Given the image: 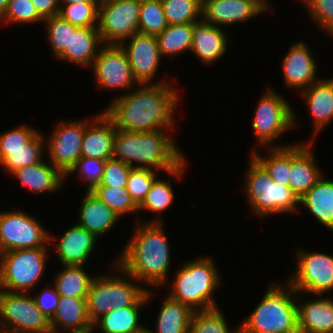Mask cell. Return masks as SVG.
<instances>
[{"label": "cell", "mask_w": 333, "mask_h": 333, "mask_svg": "<svg viewBox=\"0 0 333 333\" xmlns=\"http://www.w3.org/2000/svg\"><path fill=\"white\" fill-rule=\"evenodd\" d=\"M106 160L81 156L65 177L79 169L82 178L88 181L87 190L93 191L102 181Z\"/></svg>", "instance_id": "45"}, {"label": "cell", "mask_w": 333, "mask_h": 333, "mask_svg": "<svg viewBox=\"0 0 333 333\" xmlns=\"http://www.w3.org/2000/svg\"><path fill=\"white\" fill-rule=\"evenodd\" d=\"M98 27H78L71 24L70 46L58 57L79 66H91L98 54V44H102Z\"/></svg>", "instance_id": "25"}, {"label": "cell", "mask_w": 333, "mask_h": 333, "mask_svg": "<svg viewBox=\"0 0 333 333\" xmlns=\"http://www.w3.org/2000/svg\"><path fill=\"white\" fill-rule=\"evenodd\" d=\"M132 333H152V331L150 329H146V327H142L141 329H139L138 331L132 332Z\"/></svg>", "instance_id": "55"}, {"label": "cell", "mask_w": 333, "mask_h": 333, "mask_svg": "<svg viewBox=\"0 0 333 333\" xmlns=\"http://www.w3.org/2000/svg\"><path fill=\"white\" fill-rule=\"evenodd\" d=\"M98 6L112 2L113 0H93Z\"/></svg>", "instance_id": "53"}, {"label": "cell", "mask_w": 333, "mask_h": 333, "mask_svg": "<svg viewBox=\"0 0 333 333\" xmlns=\"http://www.w3.org/2000/svg\"><path fill=\"white\" fill-rule=\"evenodd\" d=\"M9 0H0V18L4 15L7 6H8Z\"/></svg>", "instance_id": "51"}, {"label": "cell", "mask_w": 333, "mask_h": 333, "mask_svg": "<svg viewBox=\"0 0 333 333\" xmlns=\"http://www.w3.org/2000/svg\"><path fill=\"white\" fill-rule=\"evenodd\" d=\"M168 25L161 0H141L139 33L158 35Z\"/></svg>", "instance_id": "37"}, {"label": "cell", "mask_w": 333, "mask_h": 333, "mask_svg": "<svg viewBox=\"0 0 333 333\" xmlns=\"http://www.w3.org/2000/svg\"><path fill=\"white\" fill-rule=\"evenodd\" d=\"M169 25L195 23L202 15V0H161Z\"/></svg>", "instance_id": "36"}, {"label": "cell", "mask_w": 333, "mask_h": 333, "mask_svg": "<svg viewBox=\"0 0 333 333\" xmlns=\"http://www.w3.org/2000/svg\"><path fill=\"white\" fill-rule=\"evenodd\" d=\"M174 199L173 190L170 180L163 181L156 179L147 193L145 200L138 207V211L149 210L159 213L164 211L171 205Z\"/></svg>", "instance_id": "41"}, {"label": "cell", "mask_w": 333, "mask_h": 333, "mask_svg": "<svg viewBox=\"0 0 333 333\" xmlns=\"http://www.w3.org/2000/svg\"><path fill=\"white\" fill-rule=\"evenodd\" d=\"M314 22L333 35V0H303Z\"/></svg>", "instance_id": "47"}, {"label": "cell", "mask_w": 333, "mask_h": 333, "mask_svg": "<svg viewBox=\"0 0 333 333\" xmlns=\"http://www.w3.org/2000/svg\"><path fill=\"white\" fill-rule=\"evenodd\" d=\"M165 130L152 132H128L117 129L114 138L113 158L131 168H146L182 177L186 161L174 140ZM137 162V166L132 163ZM154 167V169H152Z\"/></svg>", "instance_id": "3"}, {"label": "cell", "mask_w": 333, "mask_h": 333, "mask_svg": "<svg viewBox=\"0 0 333 333\" xmlns=\"http://www.w3.org/2000/svg\"><path fill=\"white\" fill-rule=\"evenodd\" d=\"M44 139L40 133H37L22 149L0 150V164L10 172L31 166L43 161V148L45 149Z\"/></svg>", "instance_id": "32"}, {"label": "cell", "mask_w": 333, "mask_h": 333, "mask_svg": "<svg viewBox=\"0 0 333 333\" xmlns=\"http://www.w3.org/2000/svg\"><path fill=\"white\" fill-rule=\"evenodd\" d=\"M238 333H270V332H262L256 330H238Z\"/></svg>", "instance_id": "54"}, {"label": "cell", "mask_w": 333, "mask_h": 333, "mask_svg": "<svg viewBox=\"0 0 333 333\" xmlns=\"http://www.w3.org/2000/svg\"><path fill=\"white\" fill-rule=\"evenodd\" d=\"M72 330L70 333H92L93 324L87 314L86 299L60 296L57 311L50 320L52 333L59 327Z\"/></svg>", "instance_id": "23"}, {"label": "cell", "mask_w": 333, "mask_h": 333, "mask_svg": "<svg viewBox=\"0 0 333 333\" xmlns=\"http://www.w3.org/2000/svg\"><path fill=\"white\" fill-rule=\"evenodd\" d=\"M98 14L99 6L95 2L60 5L58 13L62 19L78 27H97Z\"/></svg>", "instance_id": "39"}, {"label": "cell", "mask_w": 333, "mask_h": 333, "mask_svg": "<svg viewBox=\"0 0 333 333\" xmlns=\"http://www.w3.org/2000/svg\"><path fill=\"white\" fill-rule=\"evenodd\" d=\"M218 273L215 263L208 257L188 262L177 271L168 296L187 305L192 311L215 308L212 293L220 283Z\"/></svg>", "instance_id": "5"}, {"label": "cell", "mask_w": 333, "mask_h": 333, "mask_svg": "<svg viewBox=\"0 0 333 333\" xmlns=\"http://www.w3.org/2000/svg\"><path fill=\"white\" fill-rule=\"evenodd\" d=\"M141 306H129L113 309L110 313L100 317L94 324L104 333H132L143 326L139 324V309Z\"/></svg>", "instance_id": "33"}, {"label": "cell", "mask_w": 333, "mask_h": 333, "mask_svg": "<svg viewBox=\"0 0 333 333\" xmlns=\"http://www.w3.org/2000/svg\"><path fill=\"white\" fill-rule=\"evenodd\" d=\"M116 132L115 124L104 112L91 122L86 120L81 156L100 160L113 158Z\"/></svg>", "instance_id": "18"}, {"label": "cell", "mask_w": 333, "mask_h": 333, "mask_svg": "<svg viewBox=\"0 0 333 333\" xmlns=\"http://www.w3.org/2000/svg\"><path fill=\"white\" fill-rule=\"evenodd\" d=\"M0 333H52L50 320L34 298L0 290Z\"/></svg>", "instance_id": "9"}, {"label": "cell", "mask_w": 333, "mask_h": 333, "mask_svg": "<svg viewBox=\"0 0 333 333\" xmlns=\"http://www.w3.org/2000/svg\"><path fill=\"white\" fill-rule=\"evenodd\" d=\"M130 43L125 50L135 79L141 84H149L159 68L160 52L156 35L137 33L128 38Z\"/></svg>", "instance_id": "17"}, {"label": "cell", "mask_w": 333, "mask_h": 333, "mask_svg": "<svg viewBox=\"0 0 333 333\" xmlns=\"http://www.w3.org/2000/svg\"><path fill=\"white\" fill-rule=\"evenodd\" d=\"M98 238L84 227L76 224L68 229L58 240L57 255L65 265H82L88 261Z\"/></svg>", "instance_id": "21"}, {"label": "cell", "mask_w": 333, "mask_h": 333, "mask_svg": "<svg viewBox=\"0 0 333 333\" xmlns=\"http://www.w3.org/2000/svg\"><path fill=\"white\" fill-rule=\"evenodd\" d=\"M193 312L187 305L167 296L157 318L156 333H189Z\"/></svg>", "instance_id": "30"}, {"label": "cell", "mask_w": 333, "mask_h": 333, "mask_svg": "<svg viewBox=\"0 0 333 333\" xmlns=\"http://www.w3.org/2000/svg\"><path fill=\"white\" fill-rule=\"evenodd\" d=\"M82 265H65L54 281L60 296L87 298L94 277L84 271Z\"/></svg>", "instance_id": "31"}, {"label": "cell", "mask_w": 333, "mask_h": 333, "mask_svg": "<svg viewBox=\"0 0 333 333\" xmlns=\"http://www.w3.org/2000/svg\"><path fill=\"white\" fill-rule=\"evenodd\" d=\"M250 156L248 178L244 188L251 211L262 218L273 213L297 212L300 204L297 195L289 186L274 182L265 168Z\"/></svg>", "instance_id": "7"}, {"label": "cell", "mask_w": 333, "mask_h": 333, "mask_svg": "<svg viewBox=\"0 0 333 333\" xmlns=\"http://www.w3.org/2000/svg\"><path fill=\"white\" fill-rule=\"evenodd\" d=\"M141 0H113L99 6L98 31L103 44L120 45L139 32Z\"/></svg>", "instance_id": "10"}, {"label": "cell", "mask_w": 333, "mask_h": 333, "mask_svg": "<svg viewBox=\"0 0 333 333\" xmlns=\"http://www.w3.org/2000/svg\"><path fill=\"white\" fill-rule=\"evenodd\" d=\"M256 108L252 128L260 145L269 144L283 132L296 127L297 123L291 106L272 88H267V92L261 97Z\"/></svg>", "instance_id": "12"}, {"label": "cell", "mask_w": 333, "mask_h": 333, "mask_svg": "<svg viewBox=\"0 0 333 333\" xmlns=\"http://www.w3.org/2000/svg\"><path fill=\"white\" fill-rule=\"evenodd\" d=\"M54 240L37 219L22 211L0 213V252L16 249L47 248Z\"/></svg>", "instance_id": "11"}, {"label": "cell", "mask_w": 333, "mask_h": 333, "mask_svg": "<svg viewBox=\"0 0 333 333\" xmlns=\"http://www.w3.org/2000/svg\"><path fill=\"white\" fill-rule=\"evenodd\" d=\"M282 61L285 84L289 87L307 89L315 80L316 63L307 45L298 42L291 46Z\"/></svg>", "instance_id": "20"}, {"label": "cell", "mask_w": 333, "mask_h": 333, "mask_svg": "<svg viewBox=\"0 0 333 333\" xmlns=\"http://www.w3.org/2000/svg\"><path fill=\"white\" fill-rule=\"evenodd\" d=\"M92 70L99 88H130L135 79L127 54L121 45L103 44L93 60Z\"/></svg>", "instance_id": "14"}, {"label": "cell", "mask_w": 333, "mask_h": 333, "mask_svg": "<svg viewBox=\"0 0 333 333\" xmlns=\"http://www.w3.org/2000/svg\"><path fill=\"white\" fill-rule=\"evenodd\" d=\"M38 131L34 128L20 126L0 134V150H17L29 142Z\"/></svg>", "instance_id": "48"}, {"label": "cell", "mask_w": 333, "mask_h": 333, "mask_svg": "<svg viewBox=\"0 0 333 333\" xmlns=\"http://www.w3.org/2000/svg\"><path fill=\"white\" fill-rule=\"evenodd\" d=\"M34 301L36 306L40 309V311L51 320L57 311L58 302L60 295L57 293L55 287L52 289H45L40 291V295L34 296Z\"/></svg>", "instance_id": "49"}, {"label": "cell", "mask_w": 333, "mask_h": 333, "mask_svg": "<svg viewBox=\"0 0 333 333\" xmlns=\"http://www.w3.org/2000/svg\"><path fill=\"white\" fill-rule=\"evenodd\" d=\"M140 87L116 98L104 110L115 127L128 132H152L174 127L178 92L164 81L141 84Z\"/></svg>", "instance_id": "1"}, {"label": "cell", "mask_w": 333, "mask_h": 333, "mask_svg": "<svg viewBox=\"0 0 333 333\" xmlns=\"http://www.w3.org/2000/svg\"><path fill=\"white\" fill-rule=\"evenodd\" d=\"M192 51L205 64H212L226 52L227 37L220 27L204 20L192 23Z\"/></svg>", "instance_id": "22"}, {"label": "cell", "mask_w": 333, "mask_h": 333, "mask_svg": "<svg viewBox=\"0 0 333 333\" xmlns=\"http://www.w3.org/2000/svg\"><path fill=\"white\" fill-rule=\"evenodd\" d=\"M224 318L218 307L194 311L191 317L189 333H238V328L231 331L227 327Z\"/></svg>", "instance_id": "38"}, {"label": "cell", "mask_w": 333, "mask_h": 333, "mask_svg": "<svg viewBox=\"0 0 333 333\" xmlns=\"http://www.w3.org/2000/svg\"><path fill=\"white\" fill-rule=\"evenodd\" d=\"M62 3L64 2L65 5L68 4H75V3H83V2H94L93 0H61ZM58 2L60 3V0H58Z\"/></svg>", "instance_id": "52"}, {"label": "cell", "mask_w": 333, "mask_h": 333, "mask_svg": "<svg viewBox=\"0 0 333 333\" xmlns=\"http://www.w3.org/2000/svg\"><path fill=\"white\" fill-rule=\"evenodd\" d=\"M44 22L47 23L48 42L54 51L53 54L58 58L70 46L71 23L59 15L47 18Z\"/></svg>", "instance_id": "43"}, {"label": "cell", "mask_w": 333, "mask_h": 333, "mask_svg": "<svg viewBox=\"0 0 333 333\" xmlns=\"http://www.w3.org/2000/svg\"><path fill=\"white\" fill-rule=\"evenodd\" d=\"M126 277L103 275L94 277L86 298L87 314L94 324L113 309L142 306L148 302L150 290L137 286Z\"/></svg>", "instance_id": "6"}, {"label": "cell", "mask_w": 333, "mask_h": 333, "mask_svg": "<svg viewBox=\"0 0 333 333\" xmlns=\"http://www.w3.org/2000/svg\"><path fill=\"white\" fill-rule=\"evenodd\" d=\"M78 225L93 233L97 238L110 230L119 217L92 191H86L79 210Z\"/></svg>", "instance_id": "26"}, {"label": "cell", "mask_w": 333, "mask_h": 333, "mask_svg": "<svg viewBox=\"0 0 333 333\" xmlns=\"http://www.w3.org/2000/svg\"><path fill=\"white\" fill-rule=\"evenodd\" d=\"M49 248L16 249L1 253L0 290L28 293L41 279Z\"/></svg>", "instance_id": "8"}, {"label": "cell", "mask_w": 333, "mask_h": 333, "mask_svg": "<svg viewBox=\"0 0 333 333\" xmlns=\"http://www.w3.org/2000/svg\"><path fill=\"white\" fill-rule=\"evenodd\" d=\"M9 23H34L44 21L38 14L36 7L31 0H9L4 15L0 18V22Z\"/></svg>", "instance_id": "44"}, {"label": "cell", "mask_w": 333, "mask_h": 333, "mask_svg": "<svg viewBox=\"0 0 333 333\" xmlns=\"http://www.w3.org/2000/svg\"><path fill=\"white\" fill-rule=\"evenodd\" d=\"M298 259V269L288 280L296 292L320 296L333 289V256L299 250Z\"/></svg>", "instance_id": "13"}, {"label": "cell", "mask_w": 333, "mask_h": 333, "mask_svg": "<svg viewBox=\"0 0 333 333\" xmlns=\"http://www.w3.org/2000/svg\"><path fill=\"white\" fill-rule=\"evenodd\" d=\"M12 174L19 179L20 183L27 185L36 193L55 192L62 187L65 179L57 168L44 161L19 168Z\"/></svg>", "instance_id": "28"}, {"label": "cell", "mask_w": 333, "mask_h": 333, "mask_svg": "<svg viewBox=\"0 0 333 333\" xmlns=\"http://www.w3.org/2000/svg\"><path fill=\"white\" fill-rule=\"evenodd\" d=\"M311 145L312 142L291 145L289 187L299 199L322 177L311 152Z\"/></svg>", "instance_id": "19"}, {"label": "cell", "mask_w": 333, "mask_h": 333, "mask_svg": "<svg viewBox=\"0 0 333 333\" xmlns=\"http://www.w3.org/2000/svg\"><path fill=\"white\" fill-rule=\"evenodd\" d=\"M299 333H333V300L318 298L297 304Z\"/></svg>", "instance_id": "24"}, {"label": "cell", "mask_w": 333, "mask_h": 333, "mask_svg": "<svg viewBox=\"0 0 333 333\" xmlns=\"http://www.w3.org/2000/svg\"><path fill=\"white\" fill-rule=\"evenodd\" d=\"M38 11V14L45 20L59 13L58 0H31Z\"/></svg>", "instance_id": "50"}, {"label": "cell", "mask_w": 333, "mask_h": 333, "mask_svg": "<svg viewBox=\"0 0 333 333\" xmlns=\"http://www.w3.org/2000/svg\"><path fill=\"white\" fill-rule=\"evenodd\" d=\"M156 172L146 168H131L128 177L127 191L134 203L139 207L145 200L156 180Z\"/></svg>", "instance_id": "42"}, {"label": "cell", "mask_w": 333, "mask_h": 333, "mask_svg": "<svg viewBox=\"0 0 333 333\" xmlns=\"http://www.w3.org/2000/svg\"><path fill=\"white\" fill-rule=\"evenodd\" d=\"M101 201L105 202L120 218L123 214L138 211L127 188L97 186L92 191Z\"/></svg>", "instance_id": "40"}, {"label": "cell", "mask_w": 333, "mask_h": 333, "mask_svg": "<svg viewBox=\"0 0 333 333\" xmlns=\"http://www.w3.org/2000/svg\"><path fill=\"white\" fill-rule=\"evenodd\" d=\"M86 129V120L60 122L48 142L51 164L64 176L81 157V145Z\"/></svg>", "instance_id": "15"}, {"label": "cell", "mask_w": 333, "mask_h": 333, "mask_svg": "<svg viewBox=\"0 0 333 333\" xmlns=\"http://www.w3.org/2000/svg\"><path fill=\"white\" fill-rule=\"evenodd\" d=\"M319 223L333 232V181L320 179L300 199Z\"/></svg>", "instance_id": "29"}, {"label": "cell", "mask_w": 333, "mask_h": 333, "mask_svg": "<svg viewBox=\"0 0 333 333\" xmlns=\"http://www.w3.org/2000/svg\"><path fill=\"white\" fill-rule=\"evenodd\" d=\"M266 0H202L203 20L219 27L250 19L268 10Z\"/></svg>", "instance_id": "16"}, {"label": "cell", "mask_w": 333, "mask_h": 333, "mask_svg": "<svg viewBox=\"0 0 333 333\" xmlns=\"http://www.w3.org/2000/svg\"><path fill=\"white\" fill-rule=\"evenodd\" d=\"M151 221L144 223L138 220L134 236L114 266L128 279L163 286L170 265V249L161 218Z\"/></svg>", "instance_id": "2"}, {"label": "cell", "mask_w": 333, "mask_h": 333, "mask_svg": "<svg viewBox=\"0 0 333 333\" xmlns=\"http://www.w3.org/2000/svg\"><path fill=\"white\" fill-rule=\"evenodd\" d=\"M161 57L176 55L192 49V23L168 25L156 35Z\"/></svg>", "instance_id": "35"}, {"label": "cell", "mask_w": 333, "mask_h": 333, "mask_svg": "<svg viewBox=\"0 0 333 333\" xmlns=\"http://www.w3.org/2000/svg\"><path fill=\"white\" fill-rule=\"evenodd\" d=\"M305 98L314 119L315 133L333 121V79L318 80L299 92Z\"/></svg>", "instance_id": "27"}, {"label": "cell", "mask_w": 333, "mask_h": 333, "mask_svg": "<svg viewBox=\"0 0 333 333\" xmlns=\"http://www.w3.org/2000/svg\"><path fill=\"white\" fill-rule=\"evenodd\" d=\"M131 167L114 158L106 160L103 178L98 186L126 188Z\"/></svg>", "instance_id": "46"}, {"label": "cell", "mask_w": 333, "mask_h": 333, "mask_svg": "<svg viewBox=\"0 0 333 333\" xmlns=\"http://www.w3.org/2000/svg\"><path fill=\"white\" fill-rule=\"evenodd\" d=\"M284 285L290 289L286 291L280 285L272 284L252 314L238 326V330L299 333L297 304L292 297L297 292L288 281Z\"/></svg>", "instance_id": "4"}, {"label": "cell", "mask_w": 333, "mask_h": 333, "mask_svg": "<svg viewBox=\"0 0 333 333\" xmlns=\"http://www.w3.org/2000/svg\"><path fill=\"white\" fill-rule=\"evenodd\" d=\"M269 157H261L254 150L251 155L265 168L272 180L282 186H289L291 169V144L271 147Z\"/></svg>", "instance_id": "34"}]
</instances>
